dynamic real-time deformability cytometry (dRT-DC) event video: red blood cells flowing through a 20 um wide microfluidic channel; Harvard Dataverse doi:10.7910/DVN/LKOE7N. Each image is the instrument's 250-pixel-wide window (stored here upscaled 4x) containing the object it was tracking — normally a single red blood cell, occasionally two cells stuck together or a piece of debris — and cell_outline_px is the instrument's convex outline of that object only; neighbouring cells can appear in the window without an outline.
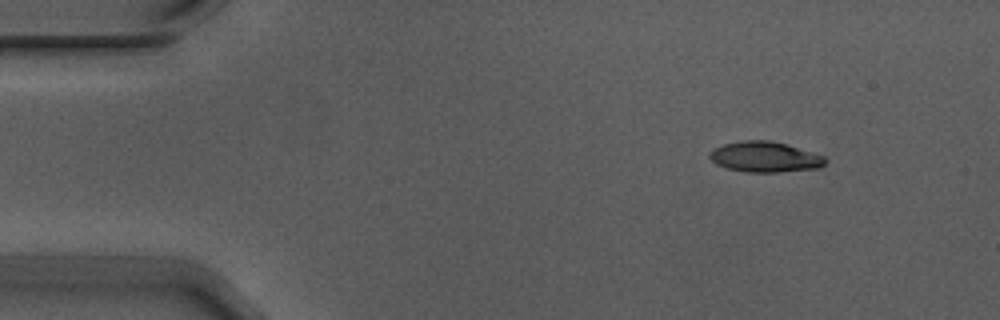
{"species": "Egyptian fruit bat (a non-hibernating species)", "species_latin": "Rousettus aegyptiacus", "temperature_condition": "warm", "stored_images_in_passage": 26, "camera_frame_rate_fps": 3000, "um_per_image_px": 0.085, "animal": {"sex": "male"}, "frame": {"image": 1, "passage_image": 1, "time_ms": 0.0, "image_size_px": [1000, 320], "cell_outline_px": [[828, 160], [820, 168], [780, 172], [748, 172], [728, 168], [716, 164], [708, 156], [708, 152], [724, 144], [740, 140], [768, 140], [784, 144], [824, 156]], "centroid_in_image_um": [65.01, 13.34], "position_along_channel_um": 20.0, "area_um2": 20.4}}
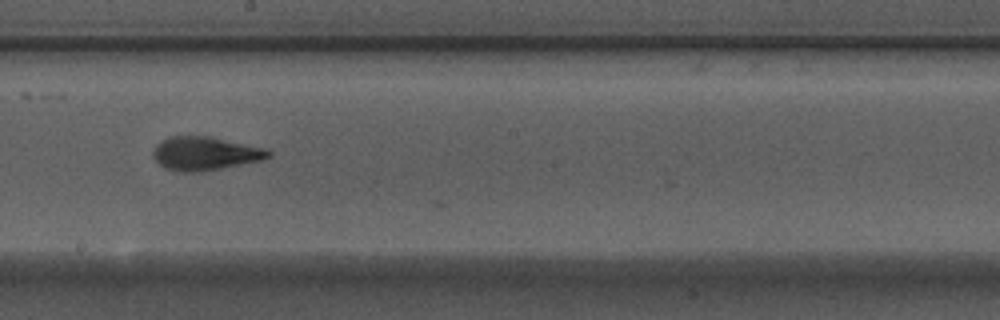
{"frame": {"image": 2, "passage_image": 25, "time_ms": 8.0, "image_size_px": [1000, 320], "cell_outline_px": [[272, 156], [260, 160], [204, 172], [180, 172], [164, 168], [152, 156], [152, 152], [156, 144], [160, 140], [168, 136], [212, 136], [268, 148], [272, 152]], "centroid_in_image_um": [17.44, 13.04], "position_along_channel_um": 230.8, "area_um2": 23.0}}